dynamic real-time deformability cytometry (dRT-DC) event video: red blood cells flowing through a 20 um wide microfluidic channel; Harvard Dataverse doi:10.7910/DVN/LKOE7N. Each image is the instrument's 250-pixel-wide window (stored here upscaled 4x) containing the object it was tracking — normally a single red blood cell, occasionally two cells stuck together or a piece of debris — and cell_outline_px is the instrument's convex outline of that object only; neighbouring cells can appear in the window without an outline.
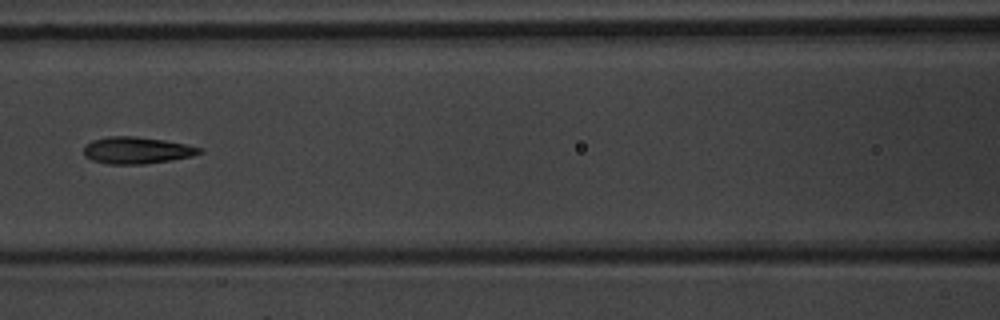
{"species": "common noctule bat (a hibernating species)", "species_latin": "Nyctalus noctula", "temperature_condition": "warm", "stored_images_in_passage": 6, "camera_frame_rate_fps": 3000, "um_per_image_px": 0.085, "animal": {"sex": "male", "body_mass_g": 20.1, "forearm_length_mm": 53.5}, "frame": {"image": 1, "passage_image": 6, "time_ms": 6.0, "image_size_px": [1000, 320], "cell_outline_px": [[204, 152], [192, 156], [172, 160], [144, 164], [108, 164], [92, 160], [84, 156], [84, 144], [92, 140], [108, 136], [136, 136], [164, 140], [204, 148]], "centroid_in_image_um": [11.62, 12.77], "position_along_channel_um": 155.0, "area_um2": 18.26}}